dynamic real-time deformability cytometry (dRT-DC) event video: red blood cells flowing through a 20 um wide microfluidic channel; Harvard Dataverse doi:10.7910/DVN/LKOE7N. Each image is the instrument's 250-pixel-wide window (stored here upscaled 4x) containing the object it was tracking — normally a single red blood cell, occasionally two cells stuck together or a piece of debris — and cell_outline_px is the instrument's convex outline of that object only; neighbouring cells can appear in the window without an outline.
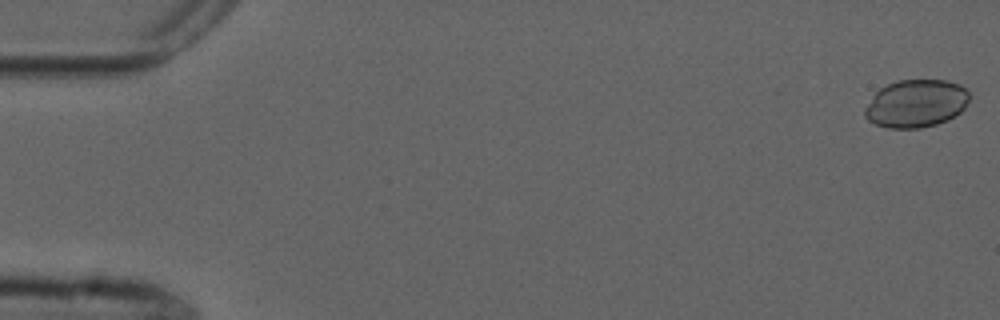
{"species": "common noctule bat (a hibernating species)", "species_latin": "Nyctalus noctula", "temperature_condition": "cold", "stored_images_in_passage": 17, "camera_frame_rate_fps": 3000, "um_per_image_px": 0.085, "animal": {"sex": "male", "forearm_length_mm": 52.5}, "frame": {"image": 1, "passage_image": 1, "time_ms": 0.0, "image_size_px": [1000, 320], "cell_outline_px": [[968, 100], [964, 108], [960, 112], [948, 120], [936, 124], [920, 128], [888, 128], [876, 124], [868, 120], [864, 116], [864, 108], [872, 96], [880, 88], [888, 84], [900, 80], [944, 80], [960, 84], [968, 92]], "centroid_in_image_um": [77.84, 8.8], "position_along_channel_um": 7.2, "area_um2": 29.07}}
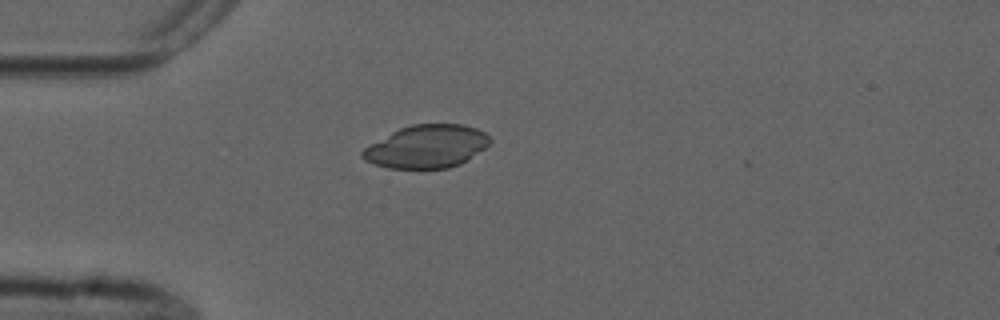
{"frame": {"image": 2, "passage_image": 15, "time_ms": 4.667, "image_size_px": [1000, 320], "cell_outline_px": [[492, 140], [484, 148], [460, 164], [448, 168], [388, 168], [364, 160], [360, 156], [360, 152], [364, 148], [392, 132], [400, 128], [412, 124], [464, 124], [476, 128], [484, 132]], "centroid_in_image_um": [36.26, 12.45], "position_along_channel_um": 48.7, "area_um2": 31.62}}